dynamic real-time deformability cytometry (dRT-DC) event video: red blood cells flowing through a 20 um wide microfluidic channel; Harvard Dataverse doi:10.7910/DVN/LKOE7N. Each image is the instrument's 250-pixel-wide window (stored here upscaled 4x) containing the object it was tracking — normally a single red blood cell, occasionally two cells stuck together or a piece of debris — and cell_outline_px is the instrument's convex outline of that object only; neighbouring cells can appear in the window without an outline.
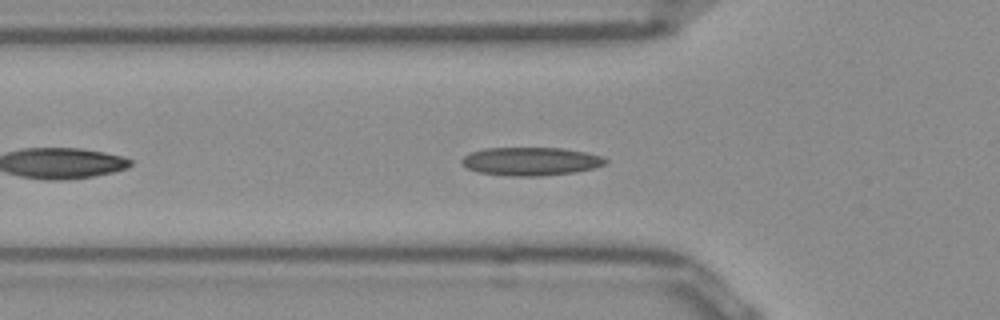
{"species": "Egyptian fruit bat (a non-hibernating species)", "species_latin": "Rousettus aegyptiacus", "temperature_condition": "room temperature", "stored_images_in_passage": 35, "camera_frame_rate_fps": 3000, "um_per_image_px": 0.085, "frame": {"image": 1, "passage_image": 7, "time_ms": 2.0, "image_size_px": [1000, 320], "cell_outline_px": [[608, 160], [604, 164], [592, 168], [572, 172], [540, 176], [512, 176], [476, 172], [468, 168], [460, 160], [464, 156], [472, 152], [484, 148], [564, 148], [588, 152], [604, 156]], "centroid_in_image_um": [45.13, 13.7], "position_along_channel_um": 80.7, "area_um2": 23.64}}
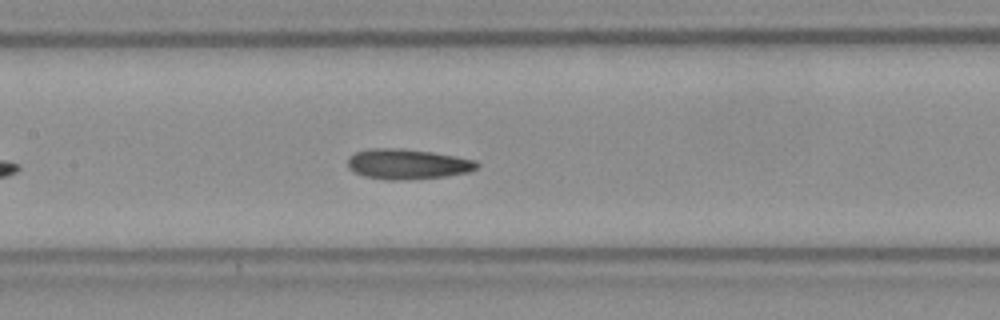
{"frame": {"image": 2, "passage_image": 14, "time_ms": 4.333, "image_size_px": [1000, 320], "cell_outline_px": [[480, 164], [476, 168], [468, 172], [444, 176], [400, 180], [388, 180], [364, 176], [352, 172], [348, 168], [348, 160], [356, 152], [372, 148], [388, 148], [432, 152], [476, 160]], "centroid_in_image_um": [34.62, 13.95], "position_along_channel_um": 172.8, "area_um2": 22.43}}
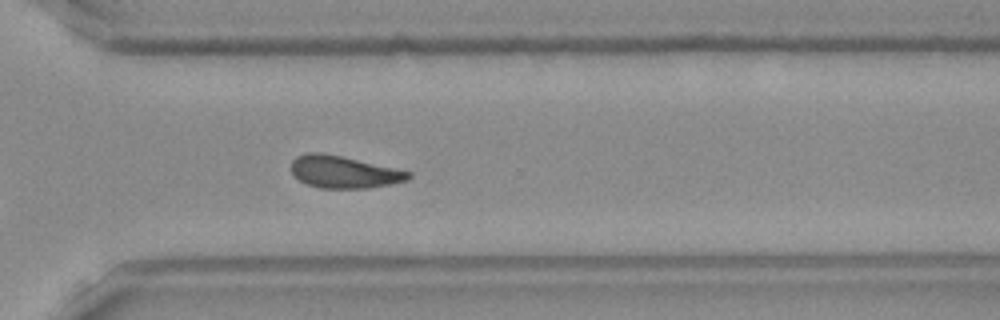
{"frame": {"image": 3, "passage_image": 27, "time_ms": 8.667, "image_size_px": [1000, 320], "cell_outline_px": [[412, 176], [408, 180], [368, 188], [320, 188], [308, 184], [300, 180], [292, 172], [292, 160], [296, 156], [308, 152], [320, 152], [340, 156], [396, 168], [412, 172]], "centroid_in_image_um": [29.24, 14.61], "position_along_channel_um": 341.4, "area_um2": 21.79}}